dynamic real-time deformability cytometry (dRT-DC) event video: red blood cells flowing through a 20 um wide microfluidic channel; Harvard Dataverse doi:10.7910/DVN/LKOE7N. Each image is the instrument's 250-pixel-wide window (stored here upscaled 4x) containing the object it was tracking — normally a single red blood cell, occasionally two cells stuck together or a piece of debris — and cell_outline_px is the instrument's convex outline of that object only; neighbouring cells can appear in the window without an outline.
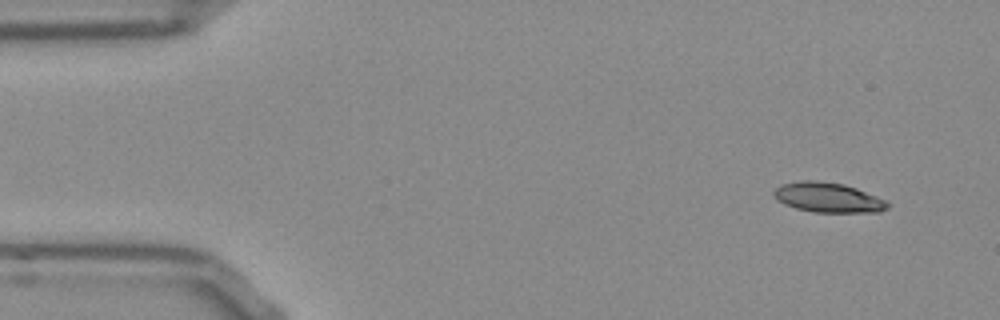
{"species": "Egyptian fruit bat (a non-hibernating species)", "species_latin": "Rousettus aegyptiacus", "temperature_condition": "room temperature", "stored_images_in_passage": 49, "camera_frame_rate_fps": 3000, "um_per_image_px": 0.085, "frame": {"image": 1, "passage_image": 1, "time_ms": 0.0, "image_size_px": [1000, 320], "cell_outline_px": [[888, 208], [880, 212], [812, 212], [796, 208], [784, 204], [776, 200], [772, 192], [780, 184], [800, 180], [812, 180], [844, 184], [856, 188], [884, 200], [888, 204]], "centroid_in_image_um": [70.32, 16.78], "position_along_channel_um": 14.7, "area_um2": 19.71}}
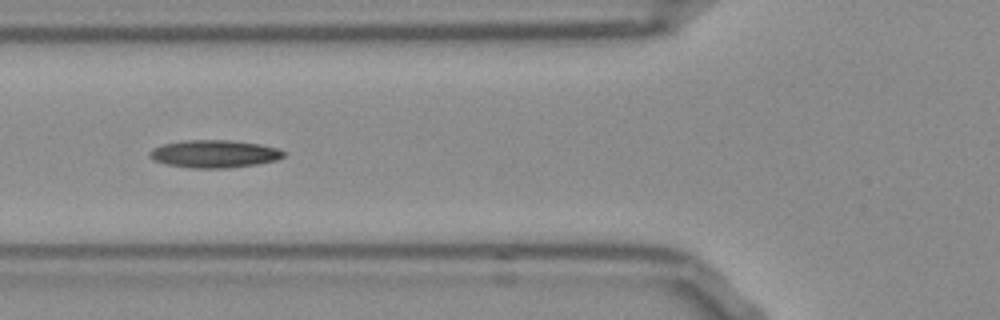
{"frame": {"image": 2, "passage_image": 16, "time_ms": 5.0, "image_size_px": [1000, 320], "cell_outline_px": [[284, 156], [276, 160], [256, 164], [228, 168], [192, 168], [168, 164], [152, 160], [148, 156], [148, 152], [152, 148], [164, 144], [188, 140], [232, 140], [260, 144], [276, 148], [284, 152]], "centroid_in_image_um": [18.18, 13.08], "position_along_channel_um": 107.6, "area_um2": 21.5}}
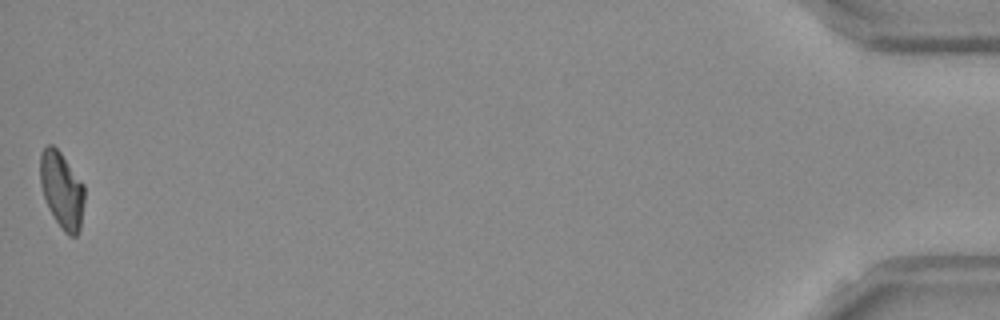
{"frame": {"image": 3, "passage_image": 49, "time_ms": 16.0, "image_size_px": [1000, 320], "cell_outline_px": [[84, 204], [80, 228], [76, 236], [68, 236], [60, 228], [44, 196], [40, 184], [40, 152], [48, 144], [52, 144], [60, 152], [84, 184]], "centroid_in_image_um": [5.26, 16.15], "position_along_channel_um": 429.9, "area_um2": 19.59}, "authors_computed_cell_mechanics": {"area_um2": 19.941, "velocity_mm_per_s": 3.8538, "shape_relaxation_time_tau1_ms": null, "shape_relaxation_time_tau2_ms": 4.9491, "deformation_change_tau1": null, "deformation_change_tau2": 0.1194}}